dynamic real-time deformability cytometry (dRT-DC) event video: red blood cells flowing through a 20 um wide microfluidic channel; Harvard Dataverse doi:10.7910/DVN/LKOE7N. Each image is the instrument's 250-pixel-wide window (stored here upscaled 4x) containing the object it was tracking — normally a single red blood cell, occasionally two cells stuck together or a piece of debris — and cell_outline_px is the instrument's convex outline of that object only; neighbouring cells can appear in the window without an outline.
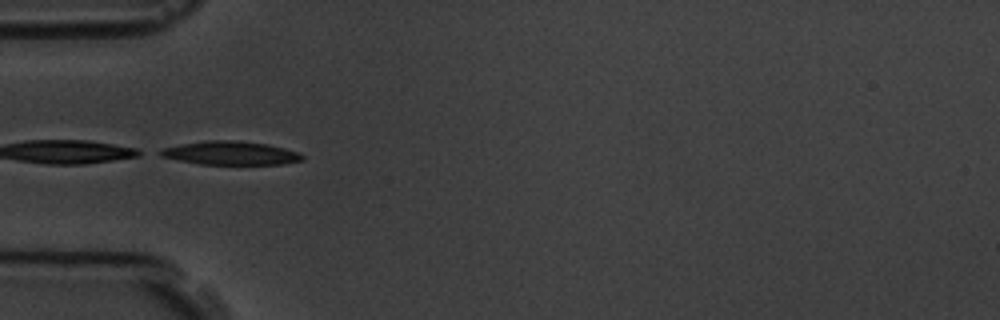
{"species": "common noctule bat (a hibernating species)", "species_latin": "Nyctalus noctula", "temperature_condition": "room temperature", "stored_images_in_passage": 14, "camera_frame_rate_fps": 3000, "um_per_image_px": 0.085, "animal": {"sex": "male", "body_mass_g": 19.5, "forearm_length_mm": 54.6}, "frame": {"image": 1, "passage_image": 5, "time_ms": 5.333, "image_size_px": [1000, 320], "cell_outline_px": [[304, 160], [280, 164], [200, 164], [160, 156], [156, 152], [164, 148], [184, 144], [208, 140], [236, 140], [268, 144], [300, 152], [304, 156]], "centroid_in_image_um": [19.64, 13.01], "position_along_channel_um": 65.4, "area_um2": 19.36}}
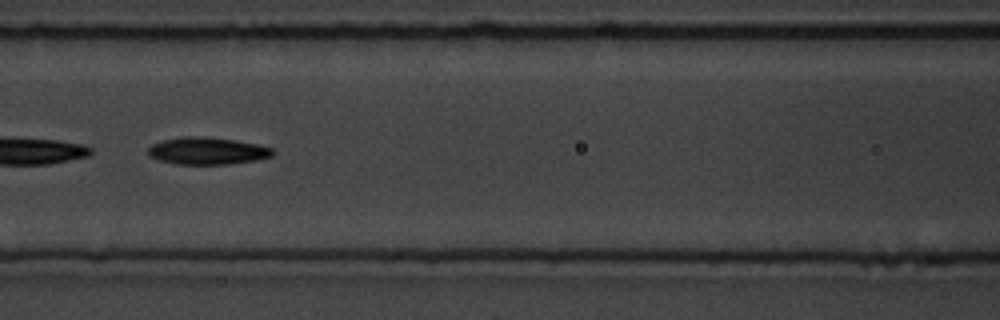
{"frame": {"image": 2, "passage_image": 7, "time_ms": 7.667, "image_size_px": [1000, 320], "cell_outline_px": [[276, 152], [272, 156], [256, 160], [228, 164], [176, 164], [160, 160], [148, 156], [148, 148], [152, 144], [164, 140], [180, 136], [196, 136], [236, 140], [256, 144], [272, 148]], "centroid_in_image_um": [17.62, 12.82], "position_along_channel_um": 149.0, "area_um2": 19.71}}
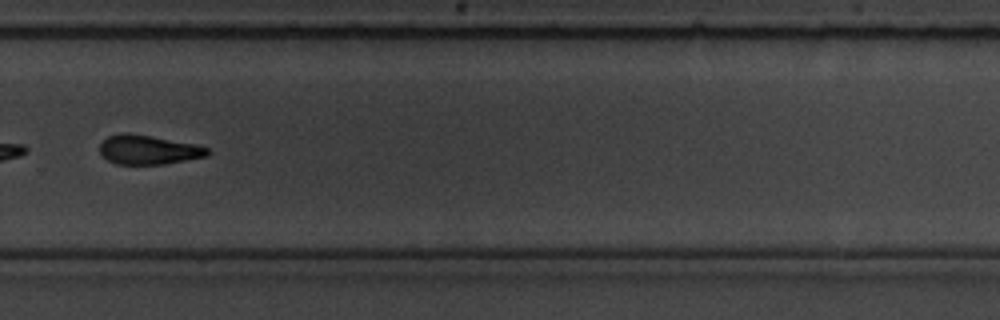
{"frame": {"image": 3, "passage_image": 11, "time_ms": 12.333, "image_size_px": [1000, 320], "cell_outline_px": [[212, 152], [208, 156], [164, 164], [116, 164], [108, 160], [100, 152], [100, 144], [108, 136], [120, 132], [128, 132], [152, 136], [196, 144], [208, 148]], "centroid_in_image_um": [12.63, 12.72], "position_along_channel_um": 317.2, "area_um2": 18.5}, "authors_computed_cell_mechanics": {"area_um2": 19.3919, "velocity_mm_per_s": 3.6114, "shape_relaxation_time_tau1_ms": 3.247, "shape_relaxation_time_tau2_ms": null, "deformation_change_tau1": 0.102, "deformation_change_tau2": null}}